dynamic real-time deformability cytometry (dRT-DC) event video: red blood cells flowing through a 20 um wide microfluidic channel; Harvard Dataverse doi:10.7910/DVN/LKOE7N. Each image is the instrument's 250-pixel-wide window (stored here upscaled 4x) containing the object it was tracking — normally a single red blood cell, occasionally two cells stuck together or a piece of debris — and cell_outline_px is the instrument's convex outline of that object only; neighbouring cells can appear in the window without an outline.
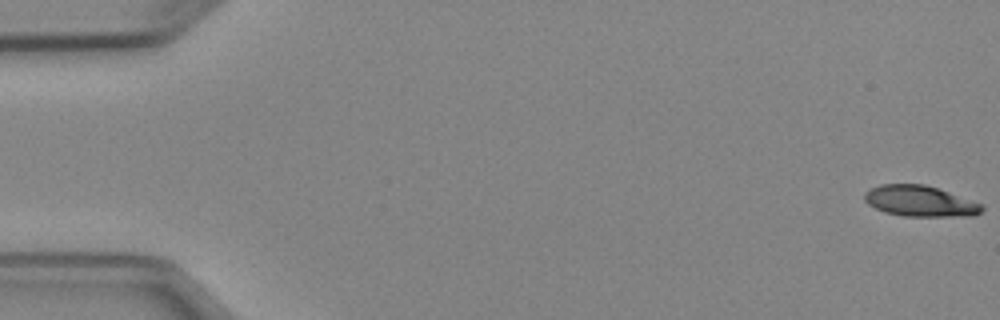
{"species": "Egyptian fruit bat (a non-hibernating species)", "species_latin": "Rousettus aegyptiacus", "temperature_condition": "cold", "stored_images_in_passage": 5, "camera_frame_rate_fps": 3000, "um_per_image_px": 0.085, "animal": {"sex": "female"}, "frame": {"image": 1, "passage_image": 1, "time_ms": 0.0, "image_size_px": [1000, 320], "cell_outline_px": [[984, 208], [976, 216], [904, 216], [884, 212], [868, 204], [864, 200], [864, 192], [880, 184], [924, 184], [984, 204]], "centroid_in_image_um": [78.21, 17.1], "position_along_channel_um": 6.8, "area_um2": 21.1}}
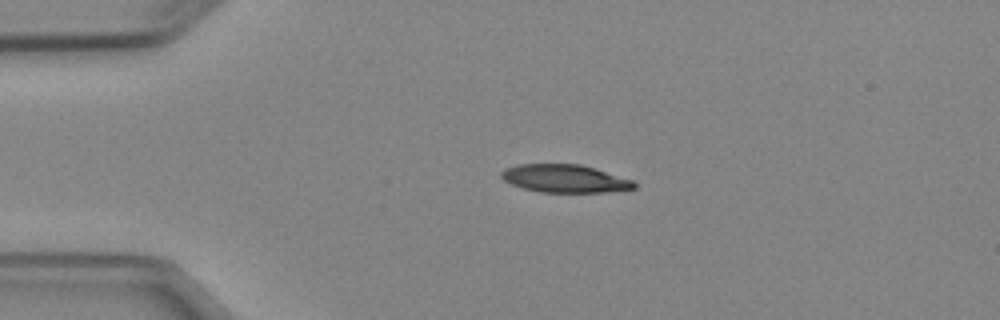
{"frame": {"image": 2, "passage_image": 4, "time_ms": 3.667, "image_size_px": [1000, 320], "cell_outline_px": [[636, 188], [608, 192], [540, 192], [524, 188], [512, 184], [504, 180], [500, 176], [500, 172], [504, 168], [516, 164], [580, 164], [632, 180], [636, 184]], "centroid_in_image_um": [47.97, 15.17], "position_along_channel_um": 37.0, "area_um2": 21.5}}